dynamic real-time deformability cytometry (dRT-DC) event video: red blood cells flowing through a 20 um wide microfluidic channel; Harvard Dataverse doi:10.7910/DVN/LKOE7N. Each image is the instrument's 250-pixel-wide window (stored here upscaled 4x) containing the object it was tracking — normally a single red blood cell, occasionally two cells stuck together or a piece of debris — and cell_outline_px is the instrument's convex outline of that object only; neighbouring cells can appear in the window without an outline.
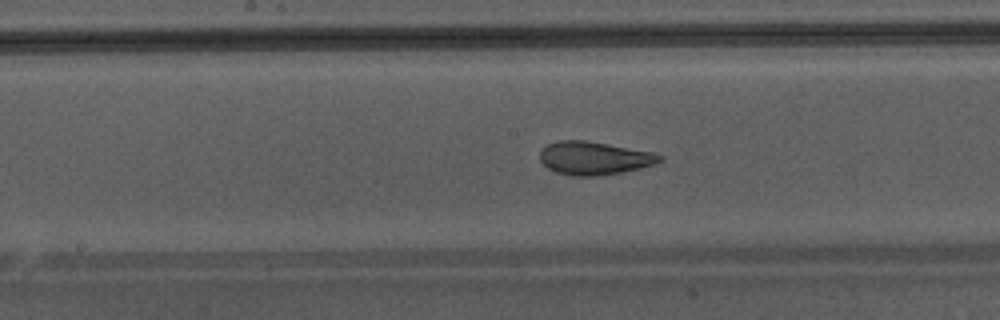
{"species": "Egyptian fruit bat (a non-hibernating species)", "species_latin": "Rousettus aegyptiacus", "temperature_condition": "warm", "stored_images_in_passage": 36, "camera_frame_rate_fps": 3000, "um_per_image_px": 0.085, "animal": {"sex": "male"}, "frame": {"image": 1, "passage_image": 14, "time_ms": 4.333, "image_size_px": [1000, 320], "cell_outline_px": [[664, 156], [660, 160], [652, 164], [640, 168], [624, 172], [596, 176], [572, 176], [556, 172], [548, 168], [540, 160], [540, 152], [548, 144], [560, 140], [584, 140], [652, 152]], "centroid_in_image_um": [50.48, 13.45], "position_along_channel_um": 197.7, "area_um2": 22.89}}
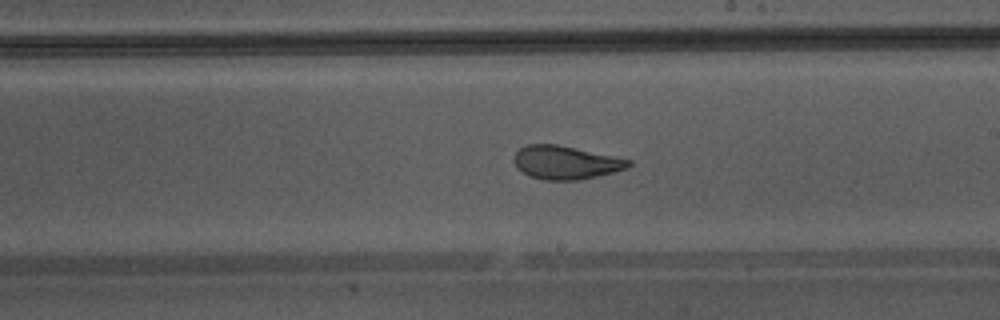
{"frame": {"image": 2, "passage_image": 17, "time_ms": 5.333, "image_size_px": [1000, 320], "cell_outline_px": [[632, 164], [628, 168], [616, 172], [580, 180], [544, 180], [528, 176], [516, 168], [512, 160], [516, 152], [520, 148], [528, 144], [556, 144], [632, 160]], "centroid_in_image_um": [48.07, 13.83], "position_along_channel_um": 240.9, "area_um2": 22.48}}
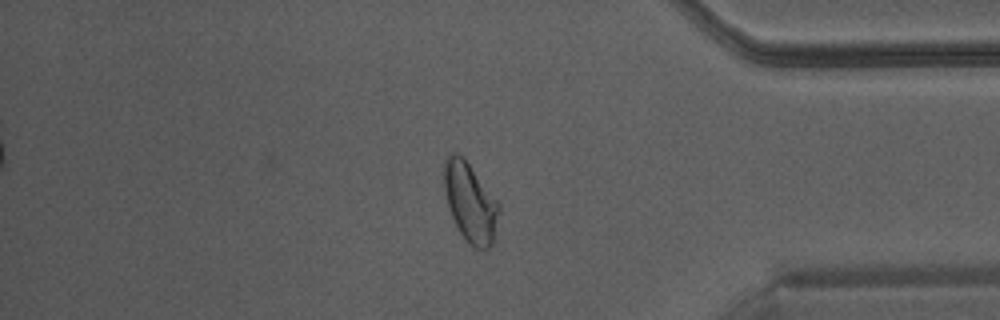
{"frame": {"image": 3, "passage_image": 29, "time_ms": 9.333, "image_size_px": [1000, 320], "cell_outline_px": [[500, 208], [492, 244], [488, 248], [476, 248], [460, 232], [452, 216], [444, 192], [444, 160], [452, 152], [456, 152], [464, 156], [500, 204]], "centroid_in_image_um": [39.97, 17.13], "position_along_channel_um": 395.2, "area_um2": 25.03}, "authors_computed_cell_mechanics": {"area_um2": 24.1604, "velocity_mm_per_s": 4.3339, "shape_relaxation_time_tau1_ms": 5.4786, "shape_relaxation_time_tau2_ms": 0.9411, "deformation_change_tau1": 0.1837, "deformation_change_tau2": 0.0804}}